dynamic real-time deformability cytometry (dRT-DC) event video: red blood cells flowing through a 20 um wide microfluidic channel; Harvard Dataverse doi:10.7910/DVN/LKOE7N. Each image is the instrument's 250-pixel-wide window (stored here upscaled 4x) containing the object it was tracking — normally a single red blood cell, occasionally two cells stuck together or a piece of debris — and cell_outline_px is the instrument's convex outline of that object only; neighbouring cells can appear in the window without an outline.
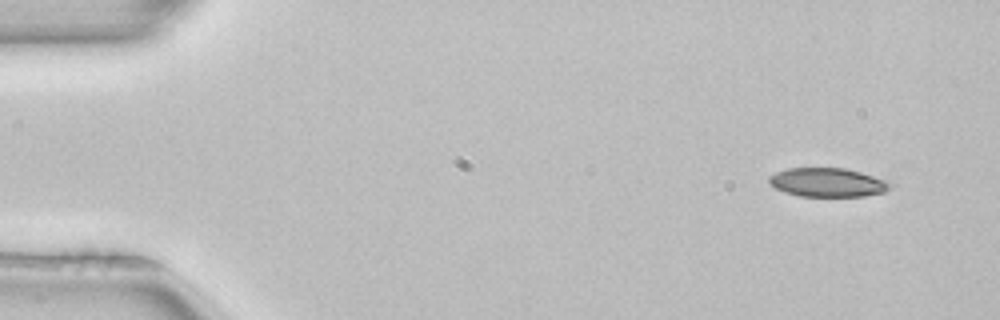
{"species": "common noctule bat (a hibernating species)", "species_latin": "Nyctalus noctula", "temperature_condition": "room temperature", "stored_images_in_passage": 4, "camera_frame_rate_fps": 3000, "um_per_image_px": 0.085, "animal": {"sex": "female", "body_mass_g": 22.7, "forearm_length_mm": 54.2}, "frame": {"image": 1, "passage_image": 1, "time_ms": 0.0, "image_size_px": [1000, 320], "cell_outline_px": [[892, 184], [884, 192], [864, 196], [800, 196], [784, 192], [776, 188], [768, 180], [768, 176], [776, 172], [788, 168], [844, 168], [860, 172], [884, 180]], "centroid_in_image_um": [70.3, 15.5], "position_along_channel_um": 14.7, "area_um2": 20.11}}
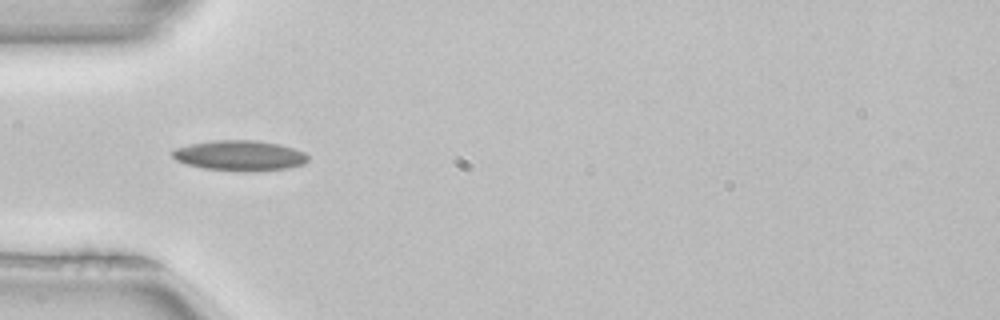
{"frame": {"image": 2, "passage_image": 3, "time_ms": 0.667, "image_size_px": [1000, 320], "cell_outline_px": [[308, 160], [304, 164], [288, 168], [252, 172], [244, 172], [204, 168], [188, 164], [176, 160], [172, 156], [172, 152], [176, 148], [192, 144], [216, 140], [256, 140], [280, 144], [304, 152], [308, 156]], "centroid_in_image_um": [20.41, 13.23], "position_along_channel_um": 64.6, "area_um2": 23.93}}